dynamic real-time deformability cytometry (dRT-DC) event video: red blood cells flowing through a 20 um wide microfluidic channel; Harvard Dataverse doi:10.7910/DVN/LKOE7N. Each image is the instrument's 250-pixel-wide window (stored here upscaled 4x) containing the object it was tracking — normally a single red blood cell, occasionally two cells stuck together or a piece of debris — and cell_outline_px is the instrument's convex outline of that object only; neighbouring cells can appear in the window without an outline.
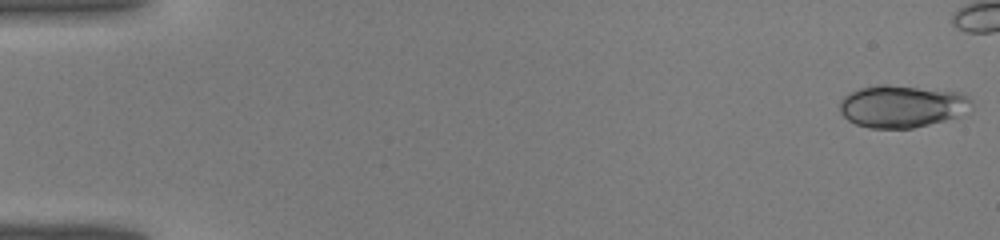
{"species": "common noctule bat (a hibernating species)", "species_latin": "Nyctalus noctula", "temperature_condition": "warm", "stored_images_in_passage": 35, "camera_frame_rate_fps": 3000, "um_per_image_px": 0.085, "animal": {"sex": "male", "body_mass_g": 19.0, "forearm_length_mm": 50.8}, "frame": {"image": 1, "passage_image": 1, "time_ms": 0.0, "image_size_px": [1000, 240], "cell_outline_px": [[972, 112], [944, 120], [912, 128], [868, 128], [856, 124], [848, 120], [840, 112], [840, 100], [844, 96], [860, 88], [880, 84], [888, 84], [960, 92], [968, 96], [972, 100]], "centroid_in_image_um": [76.7, 9.03], "position_along_channel_um": 8.3, "area_um2": 32.71}}